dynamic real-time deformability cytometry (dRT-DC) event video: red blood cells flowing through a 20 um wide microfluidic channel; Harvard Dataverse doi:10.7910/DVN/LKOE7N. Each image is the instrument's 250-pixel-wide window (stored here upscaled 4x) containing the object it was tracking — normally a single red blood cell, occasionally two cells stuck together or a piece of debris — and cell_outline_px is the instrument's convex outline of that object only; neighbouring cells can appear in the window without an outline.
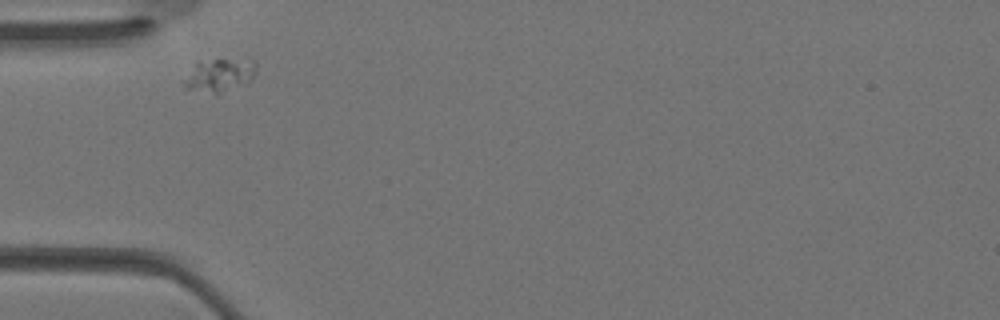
{"species": "Egyptian fruit bat (a non-hibernating species)", "species_latin": "Rousettus aegyptiacus", "temperature_condition": "warm", "stored_images_in_passage": 20, "camera_frame_rate_fps": 3000, "um_per_image_px": 0.085, "animal": {"sex": "female"}, "frame": {"image": 1, "passage_image": 1, "time_ms": 0.0, "image_size_px": [1000, 320], "cell_outline_px": [[256, 72], [248, 80], [216, 92], [184, 88], [184, 84], [196, 60], [252, 60], [256, 64]], "centroid_in_image_um": [18.63, 6.32], "position_along_channel_um": 66.4, "area_um2": 12.77}}
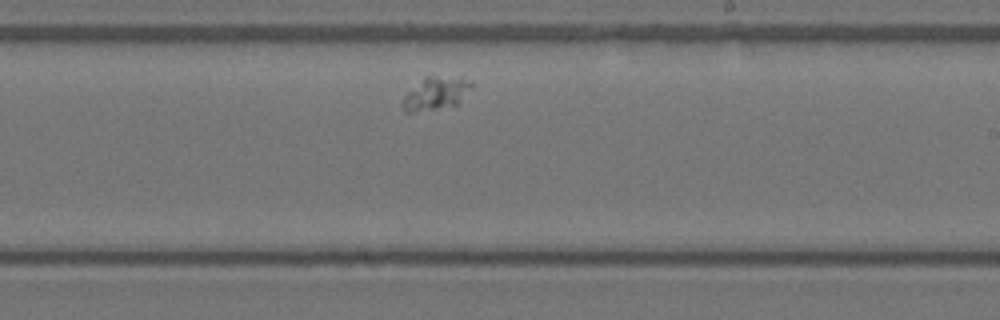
{"frame": {"image": 2, "passage_image": 12, "time_ms": 3.667, "image_size_px": [1000, 320], "cell_outline_px": [[472, 84], [460, 100], [456, 104], [436, 108], [412, 112], [404, 112], [404, 96], [424, 76], [460, 76], [472, 80]], "centroid_in_image_um": [37.06, 7.88], "position_along_channel_um": 251.9, "area_um2": 12.83}}
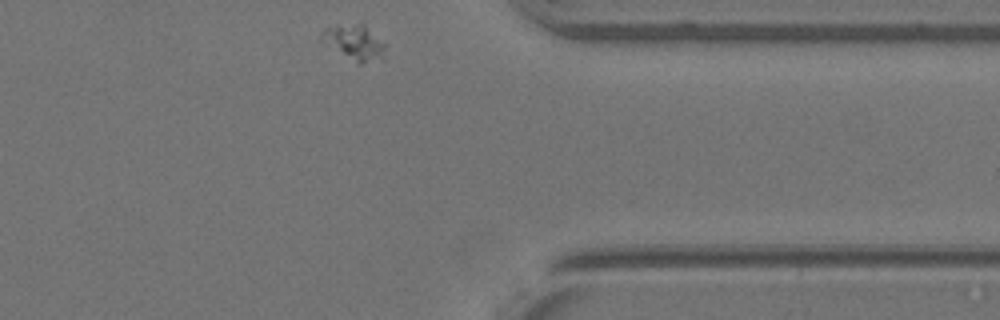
{"frame": {"image": 3, "passage_image": 20, "time_ms": 6.333, "image_size_px": [1000, 320], "cell_outline_px": [[388, 44], [384, 56], [360, 64], [320, 40], [320, 36], [324, 28], [360, 24], [364, 24]], "centroid_in_image_um": [30.19, 3.59], "position_along_channel_um": 381.2, "area_um2": 12.6}}